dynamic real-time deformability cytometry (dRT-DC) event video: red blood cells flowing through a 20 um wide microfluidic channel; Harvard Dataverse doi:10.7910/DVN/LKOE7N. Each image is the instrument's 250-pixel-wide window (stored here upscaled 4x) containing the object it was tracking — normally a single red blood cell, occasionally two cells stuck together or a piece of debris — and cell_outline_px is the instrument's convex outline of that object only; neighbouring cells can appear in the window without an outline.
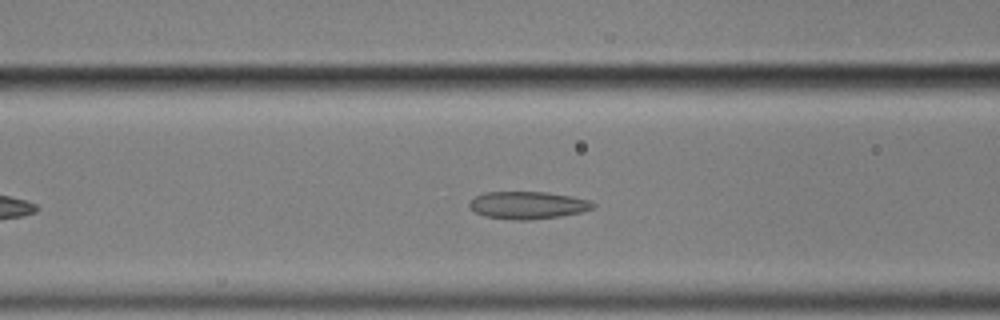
{"species": "common noctule bat (a hibernating species)", "species_latin": "Nyctalus noctula", "temperature_condition": "cold", "stored_images_in_passage": 46, "camera_frame_rate_fps": 3000, "um_per_image_px": 0.085, "animal": {"sex": "male", "body_mass_g": 17.9}, "frame": {"image": 1, "passage_image": 15, "time_ms": 4.667, "image_size_px": [1000, 320], "cell_outline_px": [[596, 208], [580, 212], [560, 216], [528, 220], [516, 220], [484, 216], [476, 212], [468, 204], [476, 196], [484, 192], [548, 192], [572, 196], [588, 200], [596, 204]], "centroid_in_image_um": [44.89, 17.43], "position_along_channel_um": 121.7, "area_um2": 19.71}}
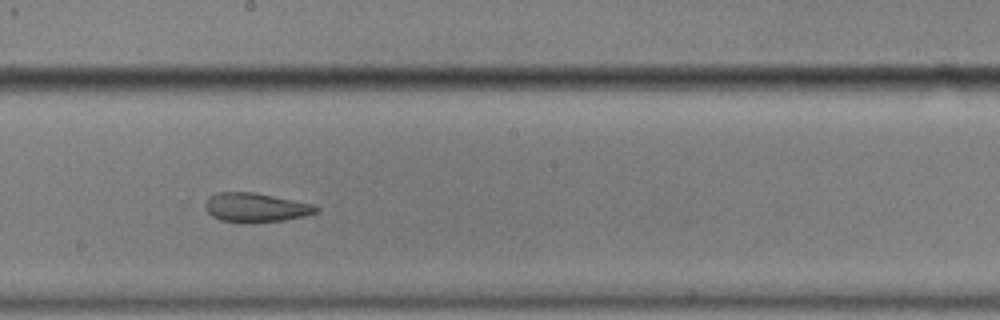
{"frame": {"image": 2, "passage_image": 24, "time_ms": 7.667, "image_size_px": [1000, 320], "cell_outline_px": [[320, 212], [304, 216], [284, 220], [220, 220], [212, 216], [204, 208], [204, 204], [208, 196], [216, 192], [256, 192], [316, 204], [320, 208]], "centroid_in_image_um": [21.78, 17.58], "position_along_channel_um": 226.4, "area_um2": 18.55}}
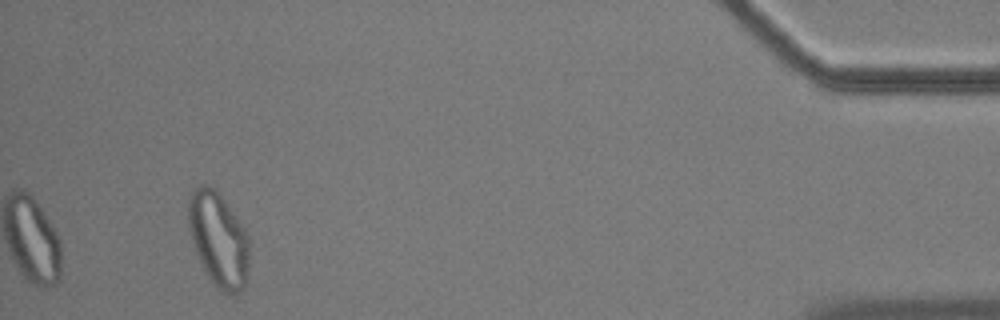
{"frame": {"image": 3, "passage_image": 46, "time_ms": 15.0, "image_size_px": [1000, 320], "cell_outline_px": [[248, 280], [244, 288], [240, 292], [224, 292], [208, 276], [196, 252], [188, 228], [188, 200], [192, 188], [200, 184], [204, 184], [216, 188], [244, 228], [248, 236]], "centroid_in_image_um": [18.56, 20.29], "position_along_channel_um": 416.6, "area_um2": 33.35}, "authors_computed_cell_mechanics": {"area_um2": 20.8658, "velocity_mm_per_s": 3.4915, "shape_relaxation_time_tau1_ms": null, "shape_relaxation_time_tau2_ms": 1.7361, "deformation_change_tau1": null, "deformation_change_tau2": 0.0799}}